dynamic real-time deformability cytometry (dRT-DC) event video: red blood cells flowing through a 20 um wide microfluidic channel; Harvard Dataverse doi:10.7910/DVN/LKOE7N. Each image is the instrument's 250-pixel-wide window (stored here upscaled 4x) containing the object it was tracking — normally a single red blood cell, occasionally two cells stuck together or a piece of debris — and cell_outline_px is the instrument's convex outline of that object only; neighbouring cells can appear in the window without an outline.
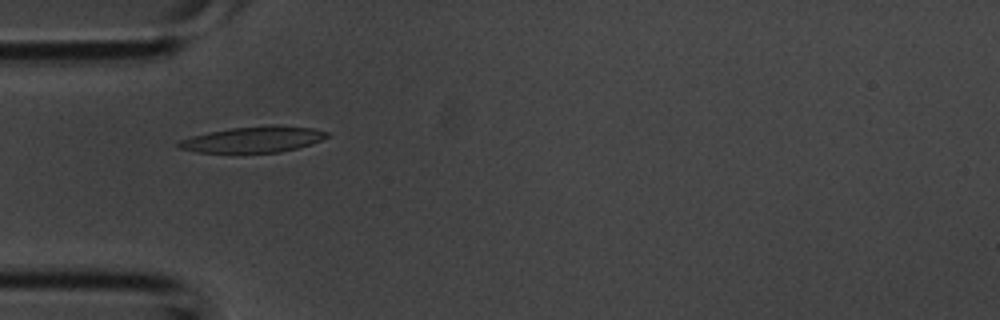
{"species": "common noctule bat (a hibernating species)", "species_latin": "Nyctalus noctula", "temperature_condition": "room temperature", "stored_images_in_passage": 4, "camera_frame_rate_fps": 3000, "um_per_image_px": 0.085, "animal": {"sex": "male", "body_mass_g": 20.1, "forearm_length_mm": 53.5}, "frame": {"image": 1, "passage_image": 4, "time_ms": 1.0, "image_size_px": [1000, 320], "cell_outline_px": [[328, 136], [312, 144], [280, 152], [236, 156], [232, 156], [196, 152], [180, 148], [176, 144], [180, 140], [192, 136], [208, 132], [228, 128], [268, 124], [276, 124], [312, 128], [328, 132]], "centroid_in_image_um": [21.46, 11.89], "position_along_channel_um": 63.5, "area_um2": 23.76}}